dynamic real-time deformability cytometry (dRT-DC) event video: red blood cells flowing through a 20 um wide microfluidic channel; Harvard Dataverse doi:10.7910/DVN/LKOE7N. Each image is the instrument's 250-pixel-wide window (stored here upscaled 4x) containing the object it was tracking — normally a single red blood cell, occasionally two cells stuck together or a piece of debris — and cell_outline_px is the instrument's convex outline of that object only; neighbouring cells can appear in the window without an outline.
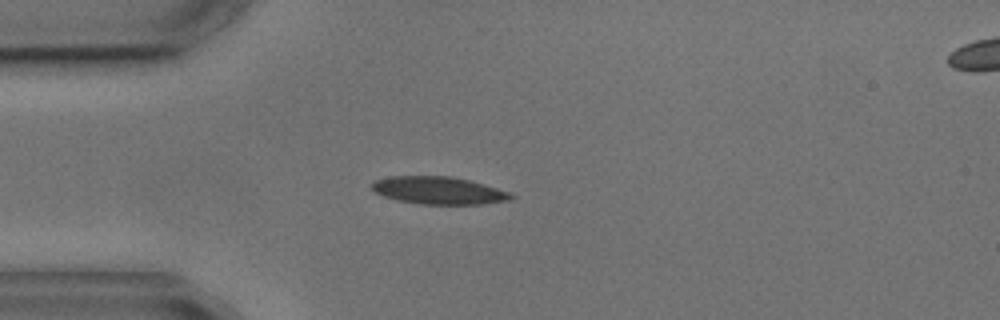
{"species": "common noctule bat (a hibernating species)", "species_latin": "Nyctalus noctula", "temperature_condition": "cold", "stored_images_in_passage": 5, "segment_of_instrument_passage": [1, 2], "camera_frame_rate_fps": 3000, "um_per_image_px": 0.085, "animal": {"sex": "male", "body_mass_g": 17.9, "forearm_length_mm": 54.2}, "frame": {"image": 1, "passage_image": 4, "time_ms": 3.667, "image_size_px": [1000, 320], "cell_outline_px": [[516, 196], [508, 200], [480, 204], [420, 204], [396, 200], [384, 196], [376, 192], [372, 188], [372, 184], [376, 180], [388, 176], [452, 176], [484, 184], [508, 192]], "centroid_in_image_um": [37.26, 16.18], "position_along_channel_um": 47.7, "area_um2": 22.14}}